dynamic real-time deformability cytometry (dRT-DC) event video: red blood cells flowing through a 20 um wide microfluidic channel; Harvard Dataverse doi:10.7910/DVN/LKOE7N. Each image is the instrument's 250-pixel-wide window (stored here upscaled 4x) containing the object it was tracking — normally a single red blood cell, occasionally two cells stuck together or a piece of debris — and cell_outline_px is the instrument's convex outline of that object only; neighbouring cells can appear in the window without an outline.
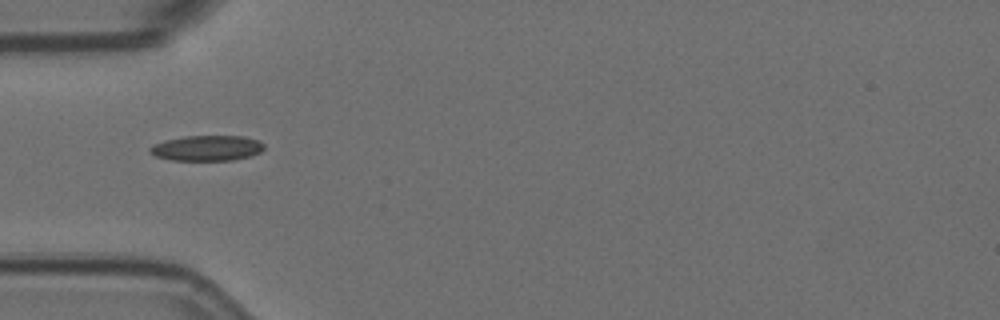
{"species": "Egyptian fruit bat (a non-hibernating species)", "species_latin": "Rousettus aegyptiacus", "temperature_condition": "room temperature", "stored_images_in_passage": 7, "camera_frame_rate_fps": 3000, "um_per_image_px": 0.085, "animal": {"sex": "female"}, "frame": {"image": 1, "passage_image": 1, "time_ms": 0.0, "image_size_px": [1000, 320], "cell_outline_px": [[264, 148], [260, 152], [248, 156], [232, 160], [172, 160], [156, 156], [148, 152], [148, 148], [164, 140], [184, 136], [244, 136], [260, 140], [264, 144]], "centroid_in_image_um": [17.59, 12.58], "position_along_channel_um": 67.4, "area_um2": 16.88}}
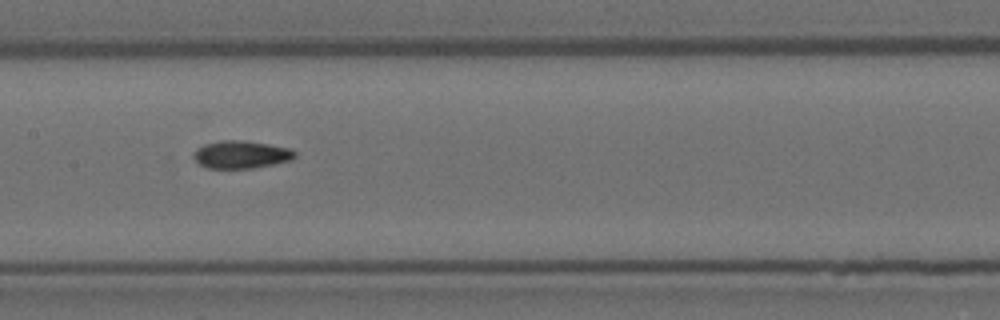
{"frame": {"image": 2, "passage_image": 4, "time_ms": 1.0, "image_size_px": [1000, 320], "cell_outline_px": [[296, 156], [292, 160], [252, 168], [208, 168], [200, 164], [192, 156], [192, 152], [196, 148], [204, 144], [220, 140], [244, 140], [268, 144], [288, 148], [296, 152]], "centroid_in_image_um": [20.46, 13.12], "position_along_channel_um": 186.9, "area_um2": 16.36}}
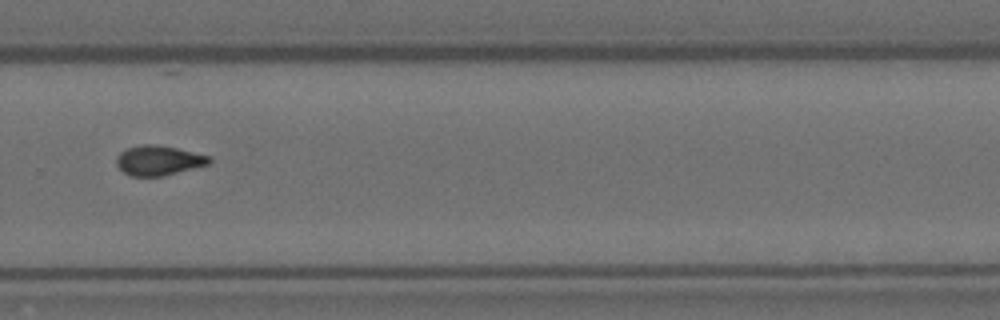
{"frame": {"image": 3, "passage_image": 7, "time_ms": 2.0, "image_size_px": [1000, 320], "cell_outline_px": [[212, 160], [208, 164], [164, 176], [132, 176], [124, 172], [116, 164], [116, 156], [120, 152], [128, 148], [140, 144], [156, 144], [176, 148], [212, 156]], "centroid_in_image_um": [13.48, 13.63], "position_along_channel_um": 316.3, "area_um2": 16.13}}